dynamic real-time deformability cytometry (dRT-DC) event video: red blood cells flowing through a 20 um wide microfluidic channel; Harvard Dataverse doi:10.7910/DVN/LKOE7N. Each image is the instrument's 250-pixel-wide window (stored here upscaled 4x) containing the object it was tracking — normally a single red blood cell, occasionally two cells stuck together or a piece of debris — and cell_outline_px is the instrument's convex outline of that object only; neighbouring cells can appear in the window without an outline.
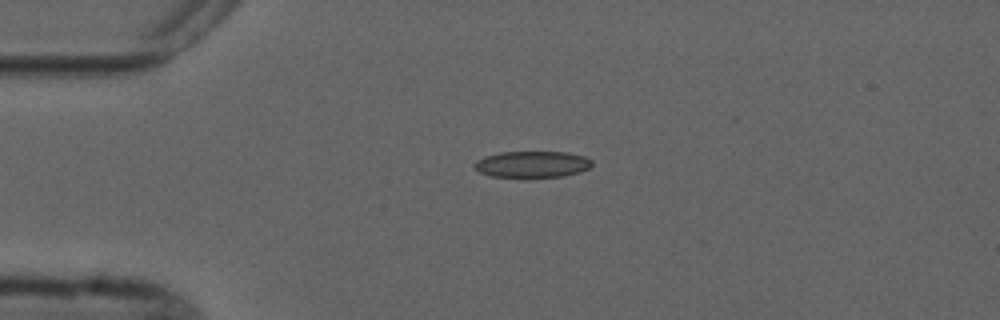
{"species": "common noctule bat (a hibernating species)", "species_latin": "Nyctalus noctula", "temperature_condition": "cold", "stored_images_in_passage": 2, "camera_frame_rate_fps": 3000, "um_per_image_px": 0.085, "animal": {"sex": "male", "forearm_length_mm": 52.5}, "frame": {"image": 1, "passage_image": 1, "time_ms": 0.0, "image_size_px": [1000, 320], "cell_outline_px": [[592, 164], [588, 168], [580, 172], [564, 176], [492, 176], [480, 172], [472, 168], [472, 164], [476, 160], [484, 156], [500, 152], [568, 152], [584, 156], [592, 160]], "centroid_in_image_um": [45.21, 13.94], "position_along_channel_um": 39.8, "area_um2": 17.98}}